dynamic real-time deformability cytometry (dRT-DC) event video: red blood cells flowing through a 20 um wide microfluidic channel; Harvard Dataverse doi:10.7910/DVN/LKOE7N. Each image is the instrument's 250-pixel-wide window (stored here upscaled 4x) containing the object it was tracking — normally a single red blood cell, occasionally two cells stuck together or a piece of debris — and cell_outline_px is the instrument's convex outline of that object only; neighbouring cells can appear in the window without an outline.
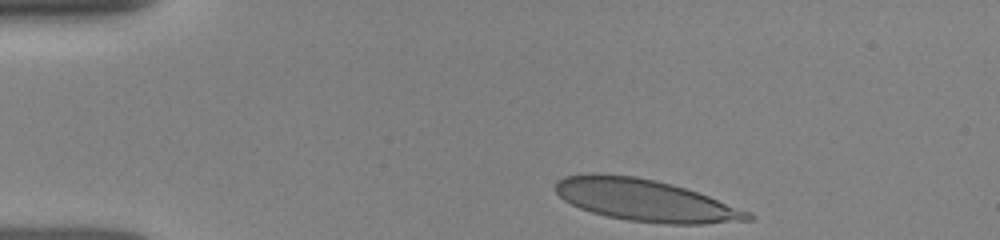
{"species": "human", "species_latin": "Homo sapiens", "temperature_condition": "room temperature", "stored_images_in_passage": 7, "camera_frame_rate_fps": 3000, "um_per_image_px": 0.085, "donor": {"sex": "female"}, "frame": {"image": 1, "passage_image": 1, "time_ms": 0.0, "image_size_px": [1000, 240], "cell_outline_px": [[756, 220], [704, 224], [668, 224], [628, 220], [608, 216], [592, 212], [580, 208], [564, 200], [556, 192], [556, 180], [564, 176], [592, 172], [636, 176], [656, 180], [672, 184], [708, 196], [752, 212], [756, 216]], "centroid_in_image_um": [54.88, 17.02], "position_along_channel_um": 30.1, "area_um2": 47.16}}